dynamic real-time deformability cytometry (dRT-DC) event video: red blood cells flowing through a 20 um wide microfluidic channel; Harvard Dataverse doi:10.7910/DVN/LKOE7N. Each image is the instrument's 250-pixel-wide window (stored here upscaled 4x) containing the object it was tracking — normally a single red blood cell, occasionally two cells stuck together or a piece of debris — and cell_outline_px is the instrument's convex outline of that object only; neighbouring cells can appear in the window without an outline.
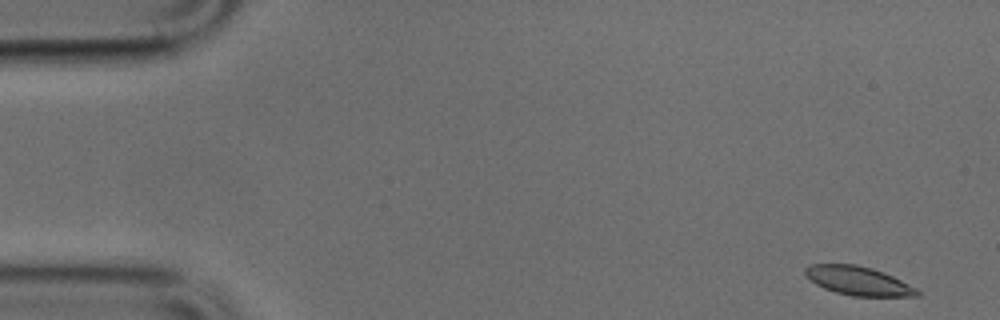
{"species": "common noctule bat (a hibernating species)", "species_latin": "Nyctalus noctula", "temperature_condition": "cold", "stored_images_in_passage": 50, "camera_frame_rate_fps": 3000, "um_per_image_px": 0.085, "animal": {"sex": "male", "body_mass_g": 17.9, "forearm_length_mm": 54.2}, "frame": {"image": 1, "passage_image": 1, "time_ms": 0.0, "image_size_px": [1000, 320], "cell_outline_px": [[920, 296], [852, 296], [836, 292], [824, 288], [816, 284], [804, 276], [804, 268], [812, 264], [856, 264], [872, 268], [892, 276], [916, 288], [920, 292]], "centroid_in_image_um": [72.92, 23.87], "position_along_channel_um": 12.1, "area_um2": 18.73}}
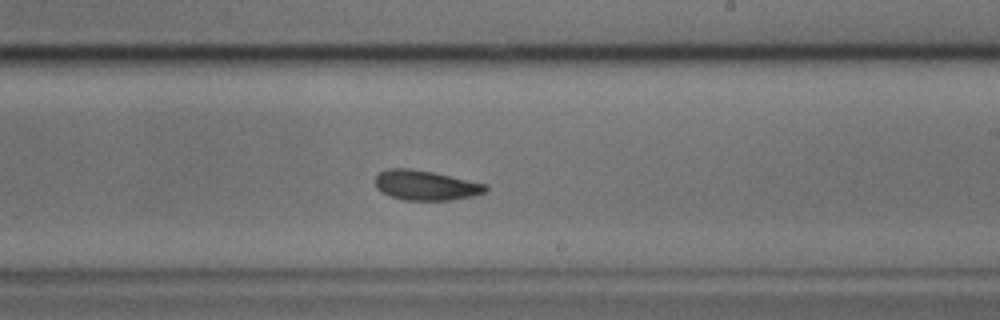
{"frame": {"image": 2, "passage_image": 28, "time_ms": 9.0, "image_size_px": [1000, 320], "cell_outline_px": [[488, 188], [484, 192], [472, 196], [452, 200], [404, 200], [380, 192], [376, 188], [376, 176], [380, 172], [392, 168], [408, 168], [432, 172], [488, 184]], "centroid_in_image_um": [36.19, 15.75], "position_along_channel_um": 252.8, "area_um2": 19.07}}
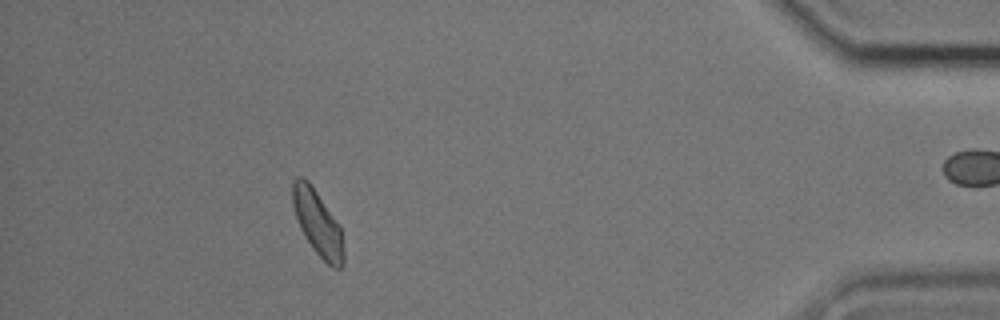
{"frame": {"image": 3, "passage_image": 44, "time_ms": 14.333, "image_size_px": [1000, 320], "cell_outline_px": [[344, 264], [340, 268], [332, 268], [312, 248], [304, 236], [300, 228], [292, 204], [292, 180], [296, 176], [304, 176], [308, 180], [336, 220], [340, 228], [344, 248]], "centroid_in_image_um": [26.98, 18.95], "position_along_channel_um": 408.2, "area_um2": 19.36}}